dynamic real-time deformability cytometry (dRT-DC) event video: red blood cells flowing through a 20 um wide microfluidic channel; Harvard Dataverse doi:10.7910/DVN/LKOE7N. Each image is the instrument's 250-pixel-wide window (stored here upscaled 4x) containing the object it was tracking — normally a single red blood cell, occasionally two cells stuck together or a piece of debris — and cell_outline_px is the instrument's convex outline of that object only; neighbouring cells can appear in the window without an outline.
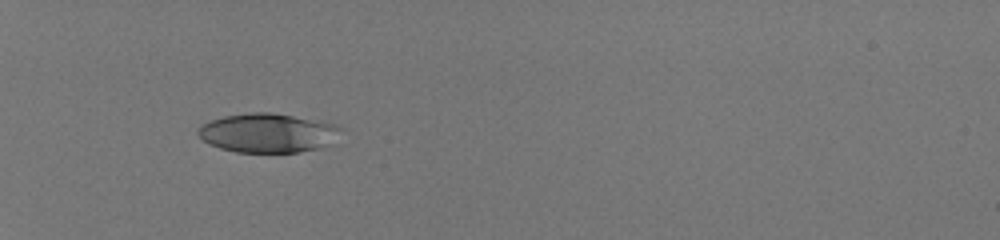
{"species": "human", "species_latin": "Homo sapiens", "temperature_condition": "room temperature", "stored_images_in_passage": 33, "camera_frame_rate_fps": 3000, "um_per_image_px": 0.085, "donor": {"sex": "male"}, "frame": {"image": 1, "passage_image": 1, "time_ms": 0.0, "image_size_px": [1000, 240], "cell_outline_px": [[344, 128], [332, 144], [320, 148], [300, 152], [236, 152], [220, 148], [208, 144], [196, 132], [196, 128], [200, 124], [224, 116], [252, 112], [268, 112], [292, 116], [336, 124]], "centroid_in_image_um": [22.77, 11.31], "position_along_channel_um": 62.2, "area_um2": 32.71}}
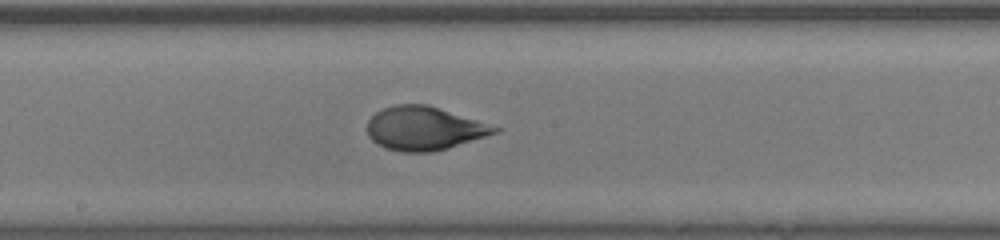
{"frame": {"image": 2, "passage_image": 14, "time_ms": 4.333, "image_size_px": [1000, 240], "cell_outline_px": [[504, 128], [500, 132], [448, 148], [432, 152], [400, 152], [384, 148], [372, 140], [368, 136], [368, 120], [376, 112], [384, 108], [396, 104], [428, 104]], "centroid_in_image_um": [36.09, 10.91], "position_along_channel_um": 212.1, "area_um2": 32.66}}
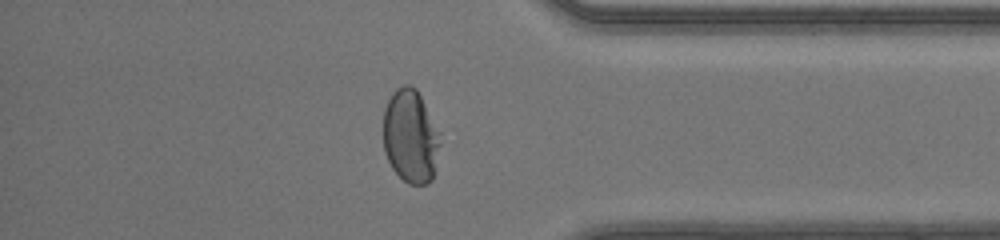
{"frame": {"image": 3, "passage_image": 28, "time_ms": 9.0, "image_size_px": [1000, 240], "cell_outline_px": [[440, 144], [432, 180], [428, 184], [408, 184], [392, 168], [384, 152], [384, 108], [392, 92], [396, 88], [404, 84], [408, 84], [416, 88], [440, 132]], "centroid_in_image_um": [34.9, 11.58], "position_along_channel_um": 400.3, "area_um2": 30.98}, "authors_computed_cell_mechanics": {"area_um2": 32.657, "velocity_mm_per_s": 4.1439, "shape_relaxation_time_tau1_ms": 4.0035, "shape_relaxation_time_tau2_ms": null, "deformation_change_tau1": 0.2087, "deformation_change_tau2": null}}